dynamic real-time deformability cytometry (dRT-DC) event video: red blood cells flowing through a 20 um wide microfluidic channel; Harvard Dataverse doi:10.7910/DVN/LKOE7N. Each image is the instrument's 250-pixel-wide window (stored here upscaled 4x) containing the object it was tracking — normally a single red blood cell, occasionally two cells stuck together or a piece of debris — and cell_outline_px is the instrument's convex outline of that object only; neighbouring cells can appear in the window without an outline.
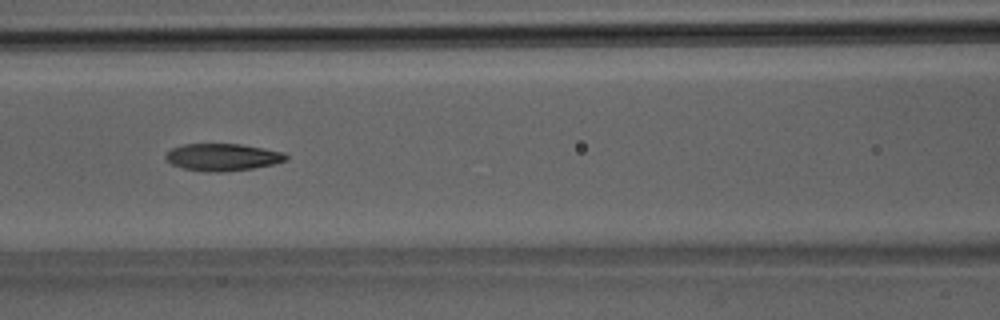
{"species": "Egyptian fruit bat (a non-hibernating species)", "species_latin": "Rousettus aegyptiacus", "temperature_condition": "room temperature", "stored_images_in_passage": 39, "camera_frame_rate_fps": 3000, "um_per_image_px": 0.085, "animal": {"sex": "male"}, "frame": {"image": 1, "passage_image": 17, "time_ms": 5.333, "image_size_px": [1000, 320], "cell_outline_px": [[288, 160], [272, 164], [252, 168], [224, 172], [204, 172], [184, 168], [172, 164], [164, 156], [172, 148], [184, 144], [240, 144], [264, 148], [284, 152], [288, 156]], "centroid_in_image_um": [18.94, 13.36], "position_along_channel_um": 147.7, "area_um2": 19.02}}
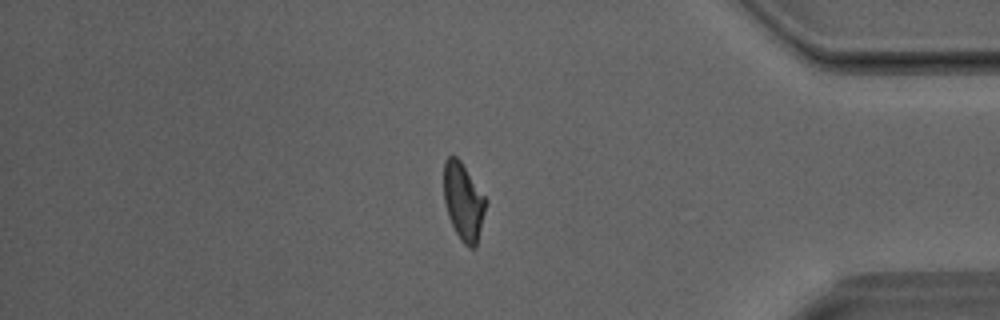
{"frame": {"image": 2, "passage_image": 33, "time_ms": 10.667, "image_size_px": [1000, 320], "cell_outline_px": [[488, 200], [476, 248], [468, 248], [460, 240], [448, 216], [444, 200], [444, 160], [448, 156], [456, 156], [460, 160]], "centroid_in_image_um": [39.4, 17.14], "position_along_channel_um": 395.8, "area_um2": 19.07}}
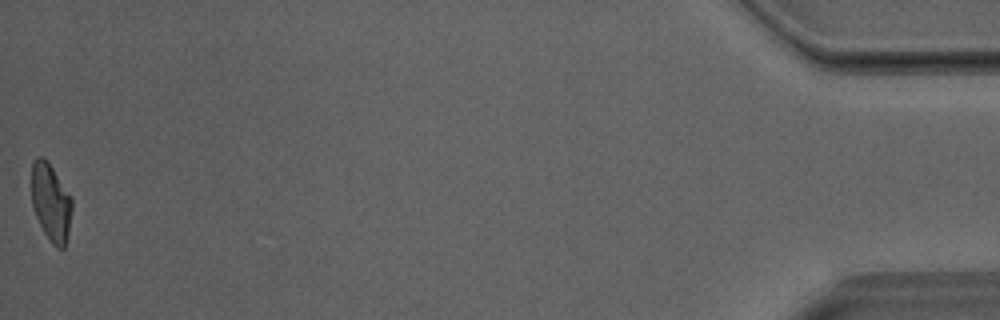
{"frame": {"image": 3, "passage_image": 39, "time_ms": 12.667, "image_size_px": [1000, 320], "cell_outline_px": [[72, 208], [68, 232], [64, 248], [56, 248], [52, 244], [44, 232], [36, 216], [32, 204], [32, 160], [36, 156], [40, 156], [48, 160], [72, 196]], "centroid_in_image_um": [4.33, 17.15], "position_along_channel_um": 430.9, "area_um2": 18.44}}